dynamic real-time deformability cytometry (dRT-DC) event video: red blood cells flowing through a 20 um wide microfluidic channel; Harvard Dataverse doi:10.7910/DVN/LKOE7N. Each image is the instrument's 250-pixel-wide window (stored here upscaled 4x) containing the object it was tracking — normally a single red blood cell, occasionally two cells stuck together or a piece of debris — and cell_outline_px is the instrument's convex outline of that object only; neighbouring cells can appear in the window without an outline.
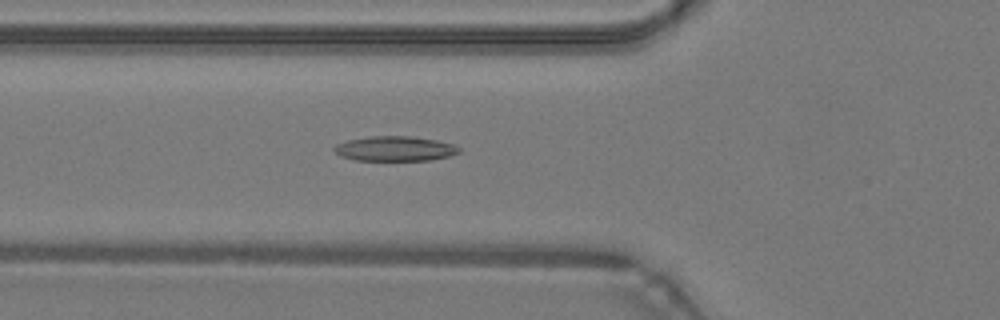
{"species": "common noctule bat (a hibernating species)", "species_latin": "Nyctalus noctula", "temperature_condition": "warm", "stored_images_in_passage": 48, "camera_frame_rate_fps": 3000, "um_per_image_px": 0.085, "animal": {"sex": "male", "body_mass_g": 19.2, "forearm_length_mm": 51.8}, "frame": {"image": 1, "passage_image": 18, "time_ms": 5.667, "image_size_px": [1000, 320], "cell_outline_px": [[460, 152], [448, 156], [432, 160], [356, 160], [340, 156], [332, 148], [336, 144], [348, 140], [372, 136], [408, 136], [436, 140], [452, 144], [460, 148]], "centroid_in_image_um": [33.55, 12.64], "position_along_channel_um": 92.2, "area_um2": 17.92}}
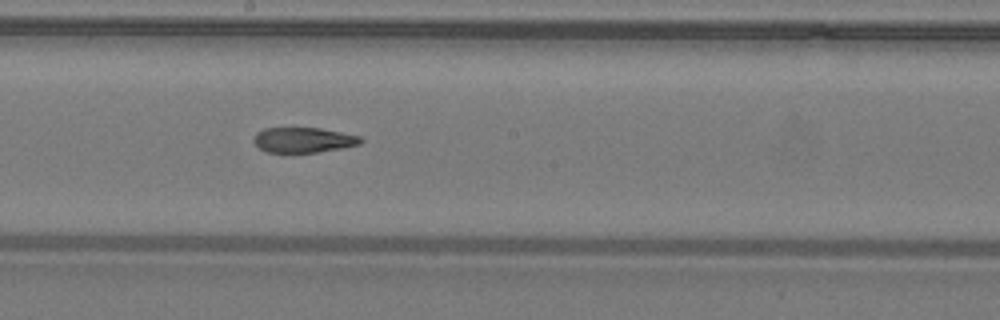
{"frame": {"image": 2, "passage_image": 27, "time_ms": 8.667, "image_size_px": [1000, 320], "cell_outline_px": [[364, 140], [360, 144], [344, 148], [316, 152], [264, 152], [252, 140], [256, 132], [264, 128], [320, 128], [360, 136]], "centroid_in_image_um": [25.79, 11.9], "position_along_channel_um": 222.4, "area_um2": 15.72}}
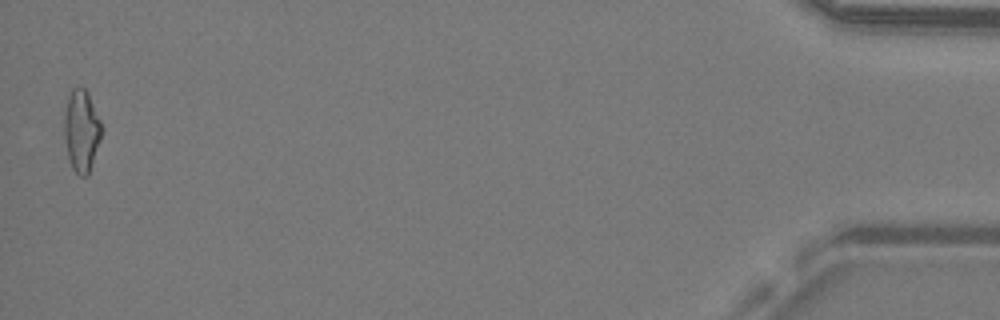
{"frame": {"image": 3, "passage_image": 48, "time_ms": 15.667, "image_size_px": [1000, 320], "cell_outline_px": [[100, 140], [88, 176], [80, 176], [72, 168], [68, 160], [64, 136], [64, 112], [68, 96], [72, 88], [84, 88], [88, 92], [100, 120]], "centroid_in_image_um": [6.9, 11.12], "position_along_channel_um": 428.3, "area_um2": 17.74}, "authors_computed_cell_mechanics": {"area_um2": 17.4845, "velocity_mm_per_s": 4.3071, "shape_relaxation_time_tau1_ms": null, "shape_relaxation_time_tau2_ms": 3.9749, "deformation_change_tau1": null, "deformation_change_tau2": 0.1405}}